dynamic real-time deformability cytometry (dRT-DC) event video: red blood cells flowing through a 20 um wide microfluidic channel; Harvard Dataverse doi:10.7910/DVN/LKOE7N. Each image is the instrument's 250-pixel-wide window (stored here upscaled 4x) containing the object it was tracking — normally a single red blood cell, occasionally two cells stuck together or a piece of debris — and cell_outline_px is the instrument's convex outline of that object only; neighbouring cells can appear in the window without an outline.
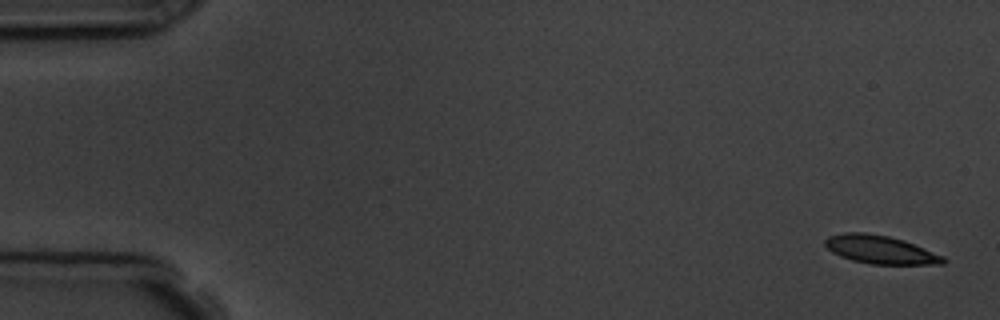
{"species": "common noctule bat (a hibernating species)", "species_latin": "Nyctalus noctula", "temperature_condition": "room temperature", "stored_images_in_passage": 5, "camera_frame_rate_fps": 3000, "um_per_image_px": 0.085, "animal": {"sex": "male", "body_mass_g": 19.5, "forearm_length_mm": 54.6}, "frame": {"image": 1, "passage_image": 1, "time_ms": 0.0, "image_size_px": [1000, 320], "cell_outline_px": [[948, 260], [944, 264], [872, 264], [852, 260], [840, 256], [832, 252], [824, 244], [824, 240], [828, 236], [844, 232], [864, 232], [888, 236], [904, 240], [944, 256]], "centroid_in_image_um": [74.83, 21.21], "position_along_channel_um": 10.2, "area_um2": 19.48}}